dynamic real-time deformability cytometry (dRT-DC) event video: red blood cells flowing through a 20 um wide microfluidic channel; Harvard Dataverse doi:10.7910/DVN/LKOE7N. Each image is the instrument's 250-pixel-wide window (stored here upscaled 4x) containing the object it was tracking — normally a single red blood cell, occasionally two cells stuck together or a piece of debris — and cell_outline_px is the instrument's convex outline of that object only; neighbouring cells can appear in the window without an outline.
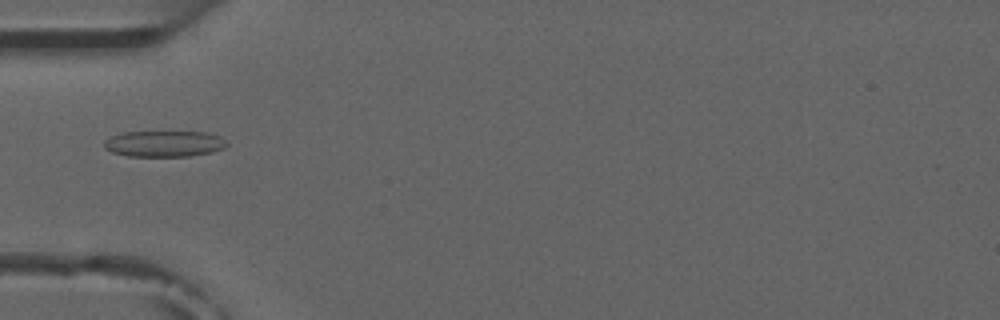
{"species": "common noctule bat (a hibernating species)", "species_latin": "Nyctalus noctula", "temperature_condition": "room temperature", "stored_images_in_passage": 4, "camera_frame_rate_fps": 3000, "um_per_image_px": 0.085, "animal": {"sex": "male", "forearm_length_mm": 52.5}, "frame": {"image": 1, "passage_image": 4, "time_ms": 4.333, "image_size_px": [1000, 320], "cell_outline_px": [[228, 144], [224, 148], [212, 152], [188, 156], [128, 156], [112, 152], [104, 148], [104, 140], [112, 136], [124, 132], [208, 132], [220, 136], [228, 140]], "centroid_in_image_um": [13.99, 12.21], "position_along_channel_um": 71.0, "area_um2": 18.73}}